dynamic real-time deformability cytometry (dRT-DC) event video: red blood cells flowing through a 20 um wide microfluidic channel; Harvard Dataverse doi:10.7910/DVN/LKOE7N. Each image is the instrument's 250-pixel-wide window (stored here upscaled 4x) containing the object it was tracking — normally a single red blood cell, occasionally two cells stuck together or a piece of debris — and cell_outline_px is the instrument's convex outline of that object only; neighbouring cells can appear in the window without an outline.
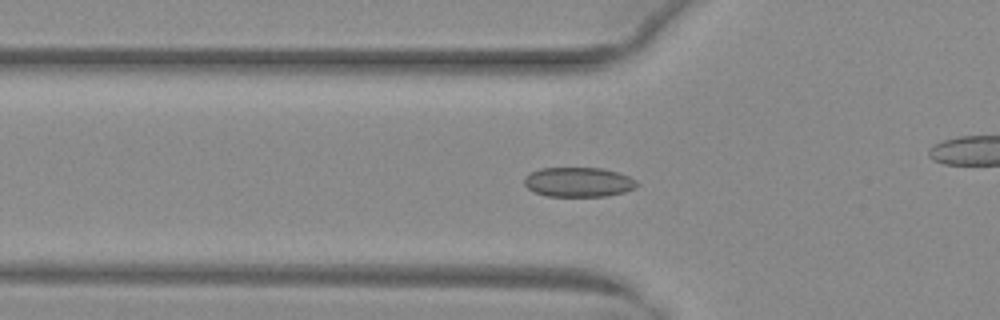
{"species": "common noctule bat (a hibernating species)", "species_latin": "Nyctalus noctula", "temperature_condition": "warm", "stored_images_in_passage": 53, "camera_frame_rate_fps": 3000, "um_per_image_px": 0.085, "animal": {"sex": "female", "body_mass_g": 29.2, "forearm_length_mm": 56.3}, "frame": {"image": 1, "passage_image": 19, "time_ms": 6.0, "image_size_px": [1000, 320], "cell_outline_px": [[640, 184], [636, 188], [624, 192], [608, 196], [548, 196], [536, 192], [528, 188], [524, 184], [524, 176], [528, 172], [540, 168], [600, 168], [616, 172], [628, 176], [636, 180]], "centroid_in_image_um": [49.16, 15.47], "position_along_channel_um": 76.6, "area_um2": 19.54}}
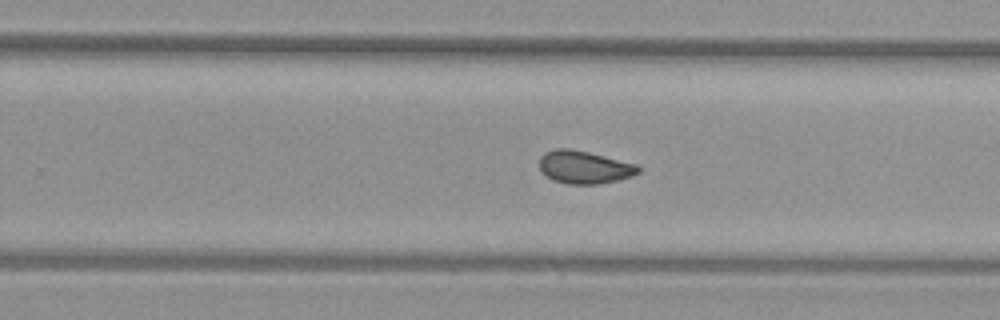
{"frame": {"image": 2, "passage_image": 34, "time_ms": 11.0, "image_size_px": [1000, 320], "cell_outline_px": [[640, 172], [632, 176], [600, 184], [568, 184], [552, 180], [540, 172], [540, 156], [544, 152], [556, 148], [568, 148], [588, 152], [636, 164], [640, 168]], "centroid_in_image_um": [49.63, 14.21], "position_along_channel_um": 280.2, "area_um2": 18.96}}
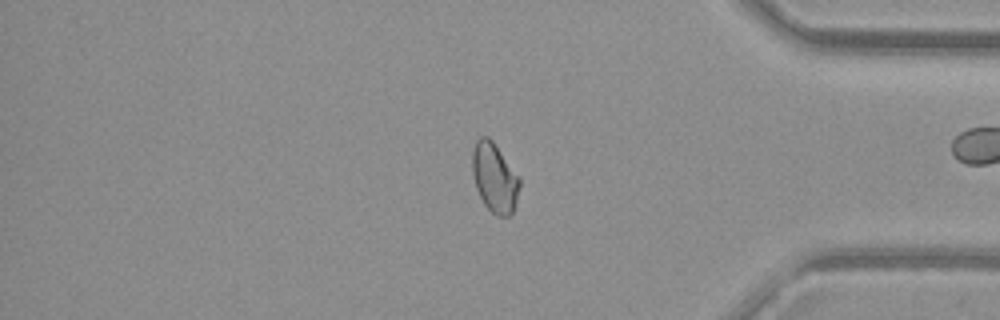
{"frame": {"image": 3, "passage_image": 44, "time_ms": 14.333, "image_size_px": [1000, 320], "cell_outline_px": [[520, 184], [512, 216], [496, 216], [484, 204], [476, 188], [472, 172], [472, 152], [476, 140], [480, 136], [488, 136], [492, 140], [520, 176]], "centroid_in_image_um": [42.04, 15.09], "position_along_channel_um": 393.2, "area_um2": 19.25}, "authors_computed_cell_mechanics": {"area_um2": 19.5364, "velocity_mm_per_s": 4.0657, "shape_relaxation_time_tau1_ms": null, "shape_relaxation_time_tau2_ms": 1.017, "deformation_change_tau1": null, "deformation_change_tau2": 0.0558}}